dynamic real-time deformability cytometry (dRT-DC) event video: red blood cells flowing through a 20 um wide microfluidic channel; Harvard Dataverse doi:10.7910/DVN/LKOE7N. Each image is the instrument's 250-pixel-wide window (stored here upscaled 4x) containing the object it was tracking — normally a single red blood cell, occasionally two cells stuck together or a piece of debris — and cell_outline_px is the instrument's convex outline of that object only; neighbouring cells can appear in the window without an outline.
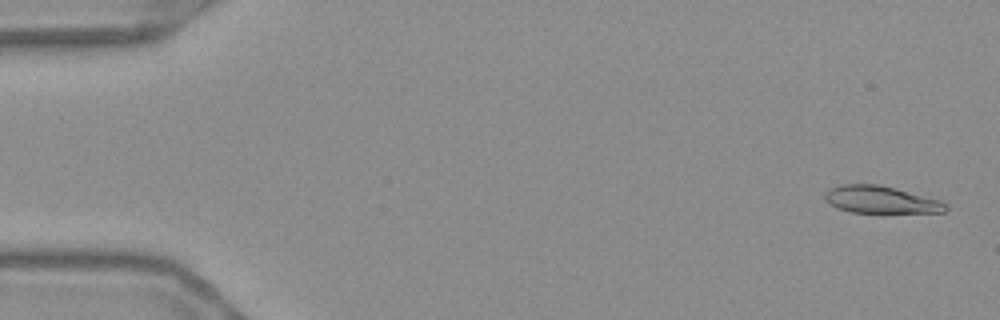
{"species": "Egyptian fruit bat (a non-hibernating species)", "species_latin": "Rousettus aegyptiacus", "temperature_condition": "warm", "stored_images_in_passage": 55, "camera_frame_rate_fps": 3000, "um_per_image_px": 0.085, "frame": {"image": 1, "passage_image": 2, "time_ms": 0.333, "image_size_px": [1000, 320], "cell_outline_px": [[948, 208], [944, 212], [884, 216], [852, 212], [836, 208], [824, 200], [824, 192], [828, 188], [840, 184], [880, 184], [940, 200], [948, 204]], "centroid_in_image_um": [74.89, 17.03], "position_along_channel_um": 10.1, "area_um2": 20.58}}
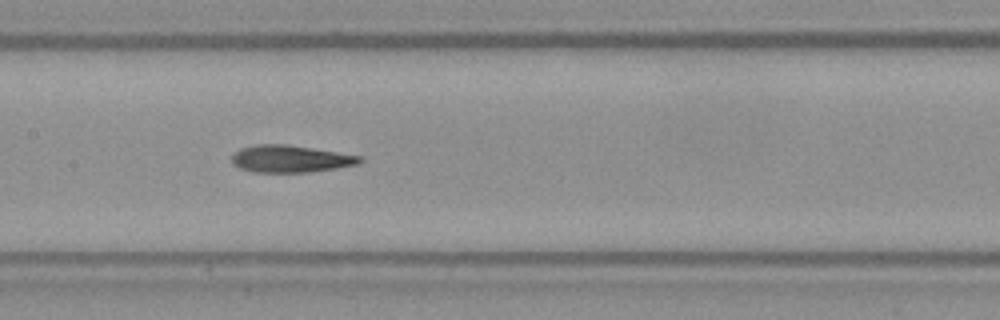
{"frame": {"image": 2, "passage_image": 27, "time_ms": 8.667, "image_size_px": [1000, 320], "cell_outline_px": [[364, 160], [356, 164], [336, 168], [308, 172], [252, 172], [240, 168], [232, 164], [232, 156], [240, 148], [256, 144], [284, 144], [312, 148], [364, 156]], "centroid_in_image_um": [24.69, 13.5], "position_along_channel_um": 182.7, "area_um2": 20.23}}
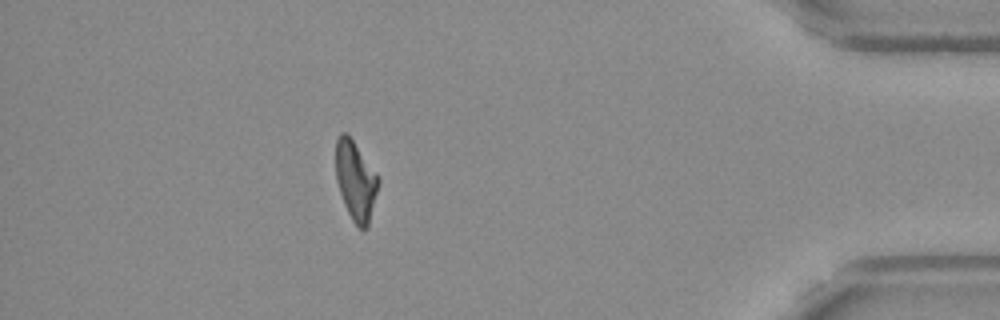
{"frame": {"image": 3, "passage_image": 49, "time_ms": 16.0, "image_size_px": [1000, 320], "cell_outline_px": [[380, 184], [368, 228], [360, 228], [352, 220], [344, 204], [336, 180], [336, 140], [340, 132], [348, 132], [380, 180]], "centroid_in_image_um": [30.23, 15.35], "position_along_channel_um": 405.0, "area_um2": 19.71}, "authors_computed_cell_mechanics": {"area_um2": 20.3456, "velocity_mm_per_s": 3.6892, "shape_relaxation_time_tau1_ms": null, "shape_relaxation_time_tau2_ms": 3.0002, "deformation_change_tau1": null, "deformation_change_tau2": 0.1261}}